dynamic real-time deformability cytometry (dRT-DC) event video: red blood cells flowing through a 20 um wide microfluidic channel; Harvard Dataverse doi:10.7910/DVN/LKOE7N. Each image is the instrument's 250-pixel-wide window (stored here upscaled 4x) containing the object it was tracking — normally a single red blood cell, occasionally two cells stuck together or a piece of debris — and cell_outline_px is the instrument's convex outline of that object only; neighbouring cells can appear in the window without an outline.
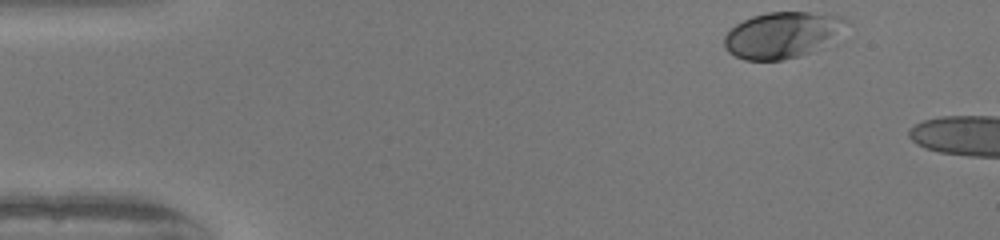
{"species": "human", "species_latin": "Homo sapiens", "temperature_condition": "warm", "stored_images_in_passage": 7, "camera_frame_rate_fps": 3000, "um_per_image_px": 0.085, "donor": {"sex": "female"}, "frame": {"image": 1, "passage_image": 1, "time_ms": 0.0, "image_size_px": [1000, 240], "cell_outline_px": [[852, 24], [812, 52], [800, 56], [780, 60], [744, 60], [728, 52], [724, 44], [724, 36], [736, 24], [752, 16], [768, 12], [808, 12], [844, 16]], "centroid_in_image_um": [66.51, 2.96], "position_along_channel_um": 18.5, "area_um2": 32.71}}